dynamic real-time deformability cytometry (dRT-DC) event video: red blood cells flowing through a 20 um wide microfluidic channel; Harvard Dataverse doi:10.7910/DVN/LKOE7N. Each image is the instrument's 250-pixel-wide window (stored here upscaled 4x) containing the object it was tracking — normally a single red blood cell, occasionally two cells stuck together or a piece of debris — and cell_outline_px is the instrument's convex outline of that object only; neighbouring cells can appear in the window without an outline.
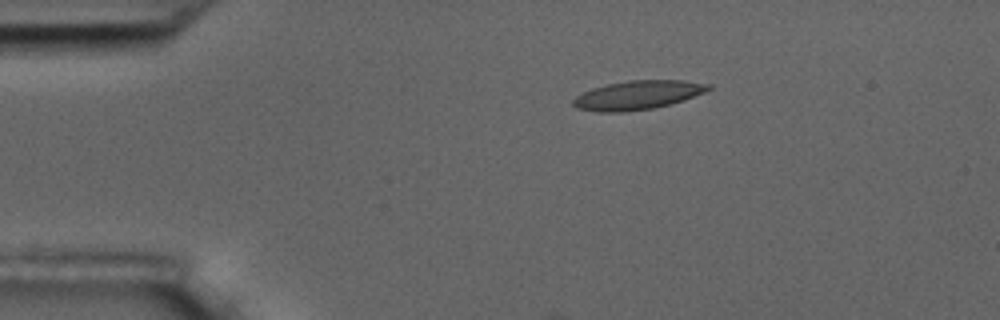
{"species": "common noctule bat (a hibernating species)", "species_latin": "Nyctalus noctula", "temperature_condition": "room temperature", "stored_images_in_passage": 4, "camera_frame_rate_fps": 3000, "um_per_image_px": 0.085, "animal": {"sex": "male", "body_mass_g": 17.5, "forearm_length_mm": 52.3}, "frame": {"image": 1, "passage_image": 1, "time_ms": 0.0, "image_size_px": [1000, 320], "cell_outline_px": [[712, 88], [704, 92], [684, 100], [652, 108], [624, 112], [600, 112], [576, 108], [572, 104], [572, 100], [576, 96], [592, 88], [608, 84], [628, 80], [684, 80], [712, 84]], "centroid_in_image_um": [54.21, 8.07], "position_along_channel_um": 30.8, "area_um2": 22.72}}
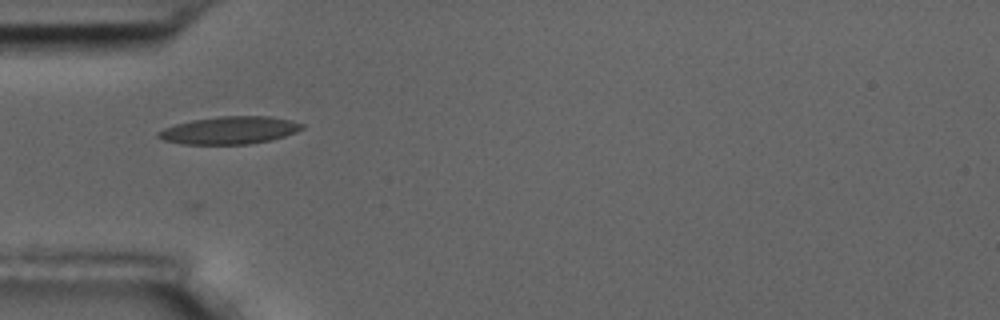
{"frame": {"image": 2, "passage_image": 3, "time_ms": 2.333, "image_size_px": [1000, 320], "cell_outline_px": [[304, 128], [296, 132], [272, 140], [248, 144], [184, 144], [164, 140], [156, 136], [156, 132], [164, 128], [176, 124], [192, 120], [220, 116], [272, 116], [304, 124]], "centroid_in_image_um": [19.51, 11.07], "position_along_channel_um": 65.5, "area_um2": 23.06}}